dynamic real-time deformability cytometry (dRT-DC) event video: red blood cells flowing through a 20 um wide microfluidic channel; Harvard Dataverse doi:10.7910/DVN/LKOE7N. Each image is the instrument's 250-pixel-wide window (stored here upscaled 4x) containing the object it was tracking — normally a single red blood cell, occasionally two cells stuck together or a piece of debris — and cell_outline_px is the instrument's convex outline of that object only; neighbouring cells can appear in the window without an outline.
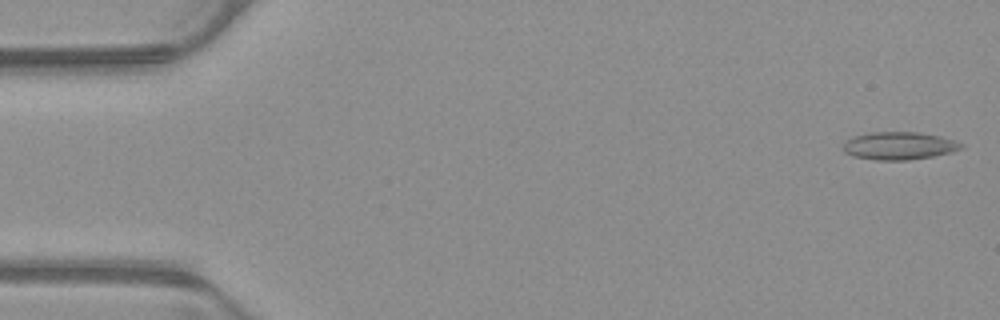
{"species": "common noctule bat (a hibernating species)", "species_latin": "Nyctalus noctula", "temperature_condition": "warm", "stored_images_in_passage": 40, "camera_frame_rate_fps": 3000, "um_per_image_px": 0.085, "animal": {"sex": "male", "body_mass_g": 23.1, "forearm_length_mm": 52.7}, "frame": {"image": 1, "passage_image": 1, "time_ms": 0.0, "image_size_px": [1000, 320], "cell_outline_px": [[964, 148], [952, 152], [932, 156], [908, 160], [876, 160], [852, 156], [844, 152], [840, 148], [844, 140], [868, 132], [920, 132], [940, 136], [956, 140], [964, 144]], "centroid_in_image_um": [76.4, 12.39], "position_along_channel_um": 8.6, "area_um2": 19.42}}
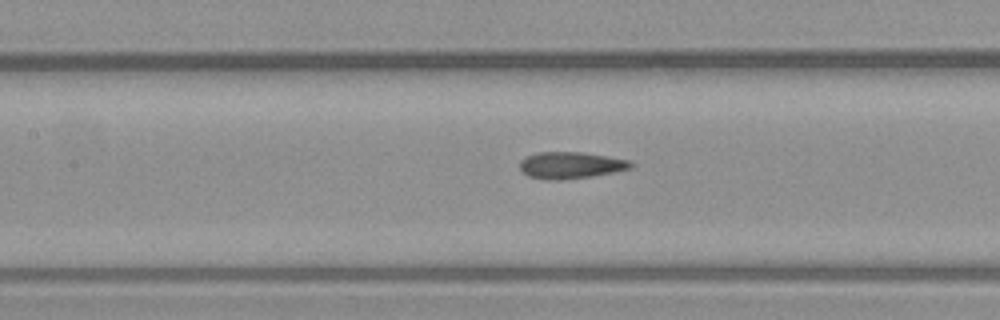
{"frame": {"image": 2, "passage_image": 23, "time_ms": 7.333, "image_size_px": [1000, 320], "cell_outline_px": [[636, 164], [632, 168], [592, 176], [556, 180], [548, 180], [528, 176], [520, 168], [520, 160], [524, 156], [536, 152], [580, 152], [632, 160]], "centroid_in_image_um": [48.52, 14.03], "position_along_channel_um": 158.9, "area_um2": 17.34}}
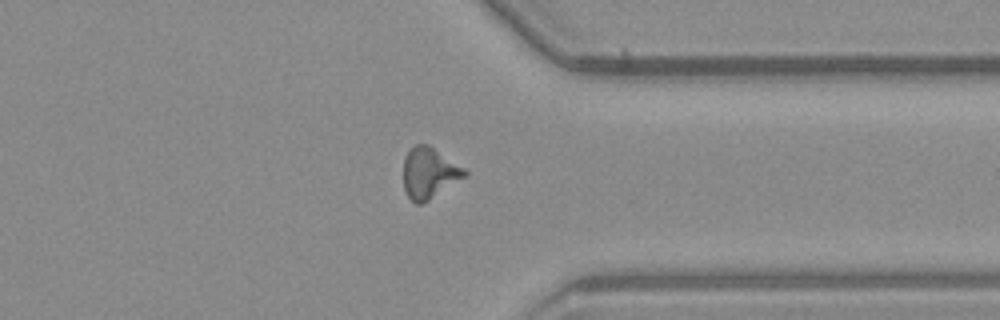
{"frame": {"image": 3, "passage_image": 40, "time_ms": 13.0, "image_size_px": [1000, 320], "cell_outline_px": [[468, 176], [428, 200], [420, 204], [416, 204], [408, 196], [404, 188], [404, 160], [408, 152], [416, 144], [428, 144], [464, 168], [468, 172]], "centroid_in_image_um": [36.51, 14.71], "position_along_channel_um": 374.9, "area_um2": 17.98}, "authors_computed_cell_mechanics": {"area_um2": 17.3978, "velocity_mm_per_s": 3.9098, "shape_relaxation_time_tau1_ms": 9.0898, "shape_relaxation_time_tau2_ms": 1.5655, "deformation_change_tau1": 0.2056, "deformation_change_tau2": 0.0928}}